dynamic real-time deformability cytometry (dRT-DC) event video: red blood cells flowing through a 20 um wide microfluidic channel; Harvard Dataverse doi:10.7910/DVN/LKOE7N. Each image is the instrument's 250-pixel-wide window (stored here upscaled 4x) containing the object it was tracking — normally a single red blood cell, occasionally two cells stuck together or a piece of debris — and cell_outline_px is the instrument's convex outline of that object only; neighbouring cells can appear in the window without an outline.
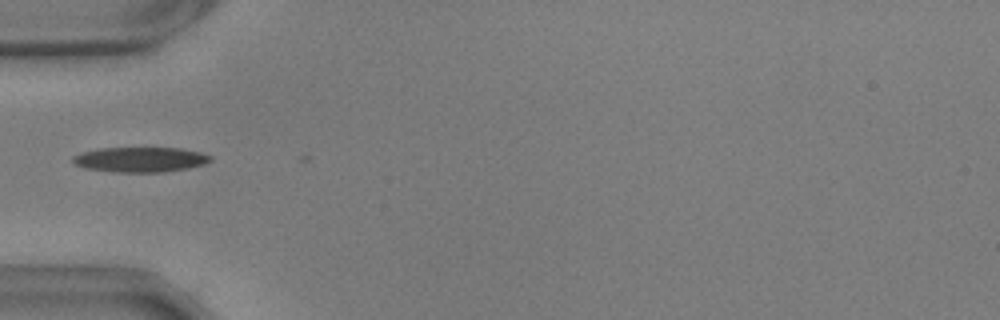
{"species": "common noctule bat (a hibernating species)", "species_latin": "Nyctalus noctula", "temperature_condition": "warm", "stored_images_in_passage": 3, "camera_frame_rate_fps": 3000, "um_per_image_px": 0.085, "animal": {"sex": "male", "body_mass_g": 17.9, "forearm_length_mm": 54.2}, "frame": {"image": 1, "passage_image": 2, "time_ms": 0.333, "image_size_px": [1000, 320], "cell_outline_px": [[212, 160], [204, 164], [188, 168], [164, 172], [120, 172], [84, 168], [72, 164], [72, 156], [80, 152], [96, 148], [180, 148], [200, 152], [212, 156]], "centroid_in_image_um": [11.88, 13.55], "position_along_channel_um": 73.1, "area_um2": 20.23}}